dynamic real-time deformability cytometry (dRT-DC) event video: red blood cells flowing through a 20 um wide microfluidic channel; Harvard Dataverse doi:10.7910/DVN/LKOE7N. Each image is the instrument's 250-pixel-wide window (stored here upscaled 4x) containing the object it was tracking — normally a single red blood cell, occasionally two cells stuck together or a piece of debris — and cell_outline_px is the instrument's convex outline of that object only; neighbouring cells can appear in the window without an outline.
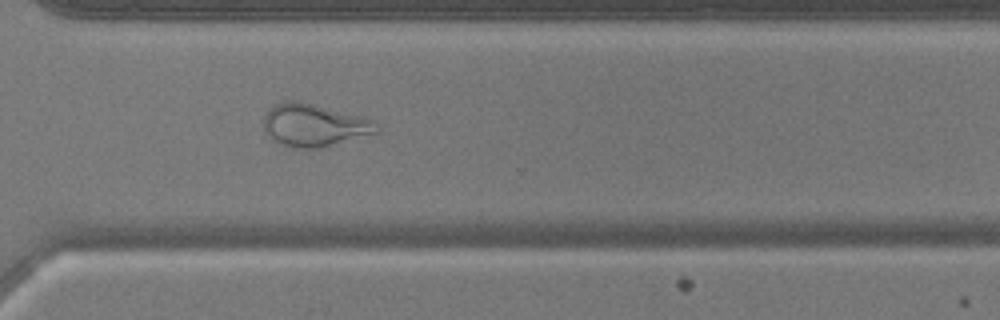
{"species": "common noctule bat (a hibernating species)", "species_latin": "Nyctalus noctula", "temperature_condition": "warm", "stored_images_in_passage": 53, "camera_frame_rate_fps": 3000, "um_per_image_px": 0.085, "animal": {"sex": "male", "body_mass_g": 17.9, "forearm_length_mm": 54.2}, "frame": {"image": 1, "passage_image": 39, "time_ms": 12.667, "image_size_px": [1000, 320], "cell_outline_px": [[380, 132], [320, 148], [292, 148], [280, 144], [272, 140], [268, 136], [264, 128], [264, 116], [276, 104], [284, 100], [300, 100], [364, 116], [376, 120], [380, 128]], "centroid_in_image_um": [26.75, 10.63], "position_along_channel_um": 343.8, "area_um2": 28.55}}
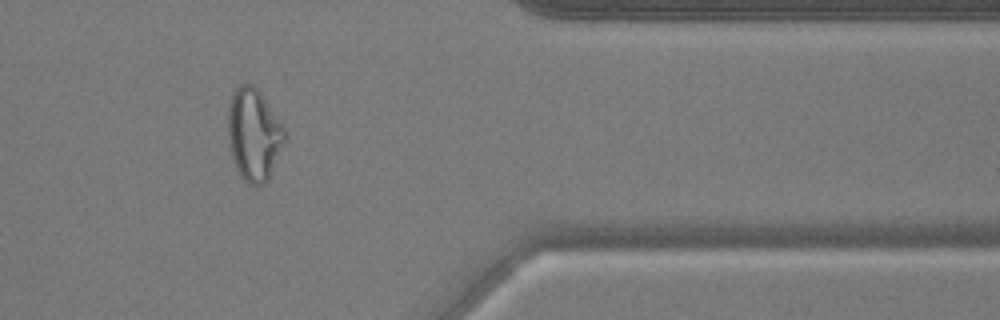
{"frame": {"image": 2, "passage_image": 44, "time_ms": 14.333, "image_size_px": [1000, 320], "cell_outline_px": [[284, 140], [268, 180], [264, 184], [256, 188], [248, 184], [240, 176], [232, 156], [228, 144], [228, 100], [236, 88], [240, 84], [252, 84], [260, 92], [284, 124]], "centroid_in_image_um": [21.55, 11.44], "position_along_channel_um": 389.8, "area_um2": 30.58}}
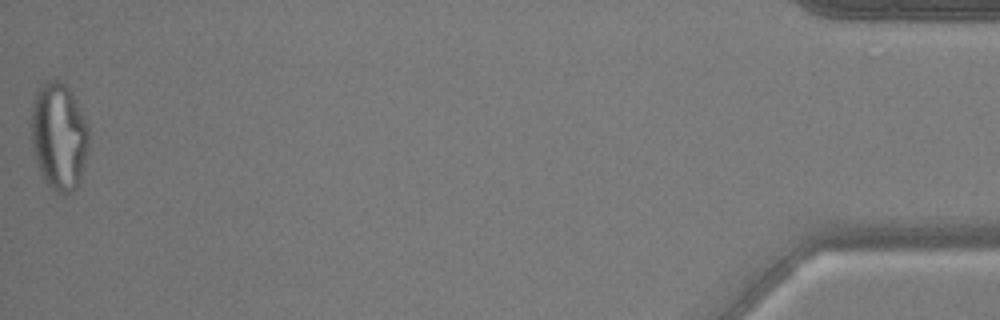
{"frame": {"image": 3, "passage_image": 53, "time_ms": 17.333, "image_size_px": [1000, 320], "cell_outline_px": [[88, 152], [84, 168], [76, 188], [72, 192], [64, 196], [56, 192], [48, 184], [40, 168], [32, 144], [32, 104], [36, 92], [44, 80], [60, 80], [68, 88], [84, 116], [88, 128]], "centroid_in_image_um": [5.03, 11.58], "position_along_channel_um": 430.2, "area_um2": 35.66}}